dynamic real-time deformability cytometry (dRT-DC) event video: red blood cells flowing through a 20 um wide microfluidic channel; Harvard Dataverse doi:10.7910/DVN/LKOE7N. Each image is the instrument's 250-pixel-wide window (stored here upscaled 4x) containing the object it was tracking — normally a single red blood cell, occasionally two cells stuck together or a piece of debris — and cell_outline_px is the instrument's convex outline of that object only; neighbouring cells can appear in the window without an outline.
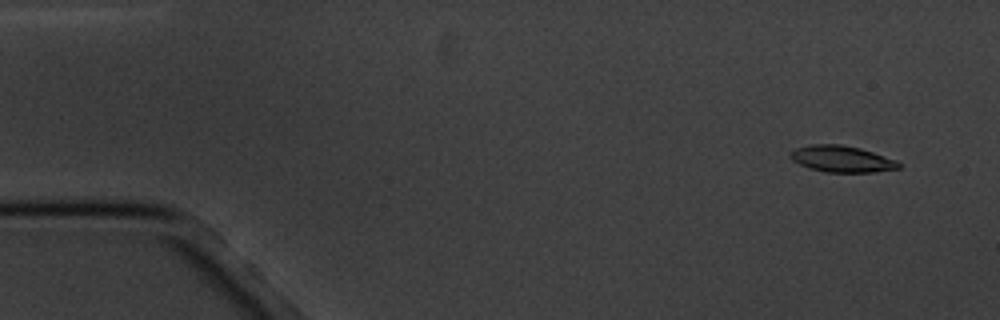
{"species": "common noctule bat (a hibernating species)", "species_latin": "Nyctalus noctula", "temperature_condition": "cold", "stored_images_in_passage": 4, "camera_frame_rate_fps": 3000, "um_per_image_px": 0.085, "animal": {"sex": "male", "body_mass_g": 20.1, "forearm_length_mm": 53.5}, "frame": {"image": 1, "passage_image": 1, "time_ms": 0.0, "image_size_px": [1000, 320], "cell_outline_px": [[900, 168], [876, 172], [824, 172], [808, 168], [792, 160], [788, 156], [796, 148], [812, 144], [840, 144], [860, 148], [896, 160], [900, 164]], "centroid_in_image_um": [71.53, 13.51], "position_along_channel_um": 13.5, "area_um2": 16.65}}
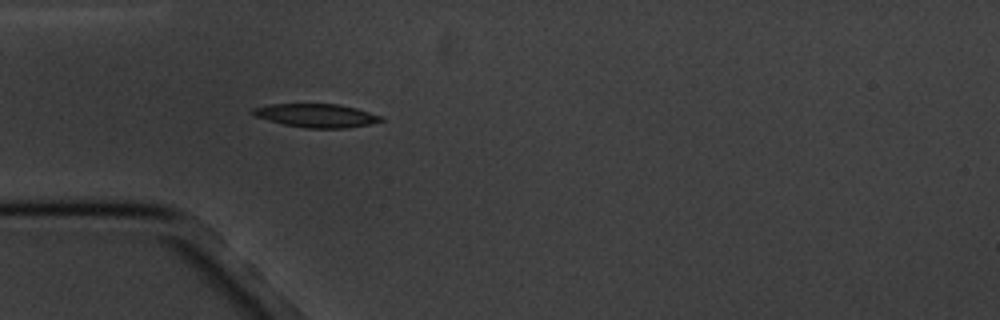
{"frame": {"image": 2, "passage_image": 4, "time_ms": 4.333, "image_size_px": [1000, 320], "cell_outline_px": [[384, 120], [368, 124], [348, 128], [304, 128], [284, 124], [268, 120], [256, 116], [252, 112], [252, 108], [268, 104], [336, 104], [356, 108], [380, 116]], "centroid_in_image_um": [26.86, 9.82], "position_along_channel_um": 58.1, "area_um2": 17.34}}